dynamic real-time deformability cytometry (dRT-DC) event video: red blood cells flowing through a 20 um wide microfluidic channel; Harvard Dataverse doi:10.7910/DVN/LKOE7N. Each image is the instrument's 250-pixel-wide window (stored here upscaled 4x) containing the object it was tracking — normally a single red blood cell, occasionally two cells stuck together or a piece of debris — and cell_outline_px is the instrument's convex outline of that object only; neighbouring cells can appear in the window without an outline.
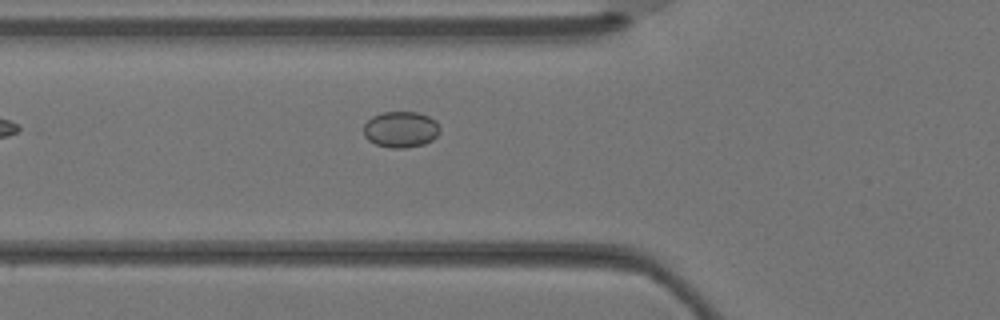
{"species": "Egyptian fruit bat (a non-hibernating species)", "species_latin": "Rousettus aegyptiacus", "temperature_condition": "warm", "stored_images_in_passage": 4, "camera_frame_rate_fps": 3000, "um_per_image_px": 0.085, "animal": {"sex": "female"}, "frame": {"image": 1, "passage_image": 4, "time_ms": 1.0, "image_size_px": [1000, 320], "cell_outline_px": [[440, 132], [432, 140], [424, 144], [404, 148], [392, 148], [376, 144], [368, 140], [364, 136], [364, 124], [372, 116], [380, 112], [416, 112], [428, 116], [436, 120], [440, 124]], "centroid_in_image_um": [34.08, 10.99], "position_along_channel_um": 91.7, "area_um2": 16.18}}